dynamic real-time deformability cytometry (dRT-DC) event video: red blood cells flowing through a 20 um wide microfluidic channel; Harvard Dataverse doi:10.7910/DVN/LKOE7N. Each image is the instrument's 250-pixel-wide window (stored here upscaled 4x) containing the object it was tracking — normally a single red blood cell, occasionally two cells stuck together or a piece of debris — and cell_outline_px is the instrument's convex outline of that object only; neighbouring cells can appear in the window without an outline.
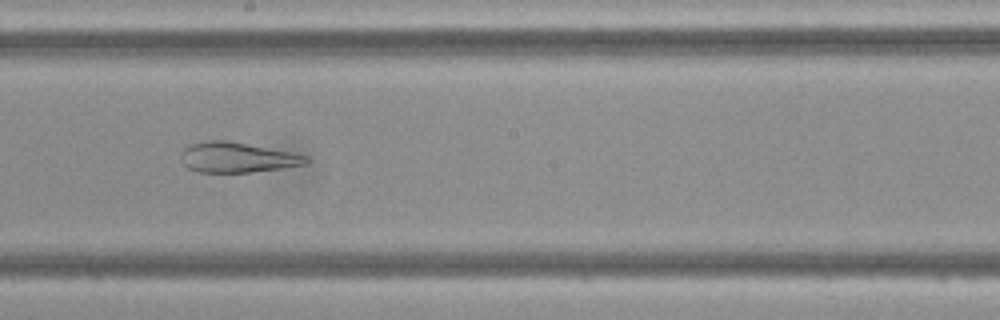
{"species": "Egyptian fruit bat (a non-hibernating species)", "species_latin": "Rousettus aegyptiacus", "temperature_condition": "cold", "stored_images_in_passage": 49, "camera_frame_rate_fps": 3000, "um_per_image_px": 0.085, "frame": {"image": 1, "passage_image": 27, "time_ms": 8.667, "image_size_px": [1000, 320], "cell_outline_px": [[312, 160], [308, 164], [284, 168], [248, 172], [200, 172], [188, 168], [184, 164], [180, 156], [180, 152], [184, 148], [192, 144], [208, 140], [228, 140], [308, 156]], "centroid_in_image_um": [20.17, 13.38], "position_along_channel_um": 228.0, "area_um2": 21.96}}
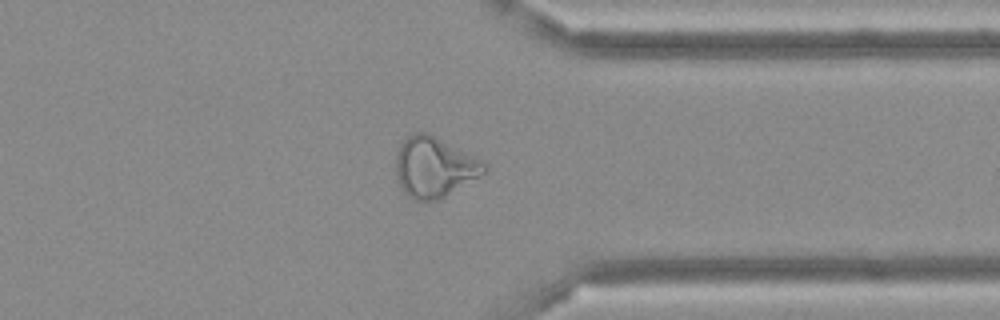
{"frame": {"image": 2, "passage_image": 38, "time_ms": 12.333, "image_size_px": [1000, 320], "cell_outline_px": [[488, 172], [440, 200], [416, 200], [408, 196], [404, 192], [400, 184], [396, 172], [396, 152], [400, 144], [408, 136], [416, 132], [428, 132], [488, 164]], "centroid_in_image_um": [36.94, 14.21], "position_along_channel_um": 374.5, "area_um2": 31.1}}
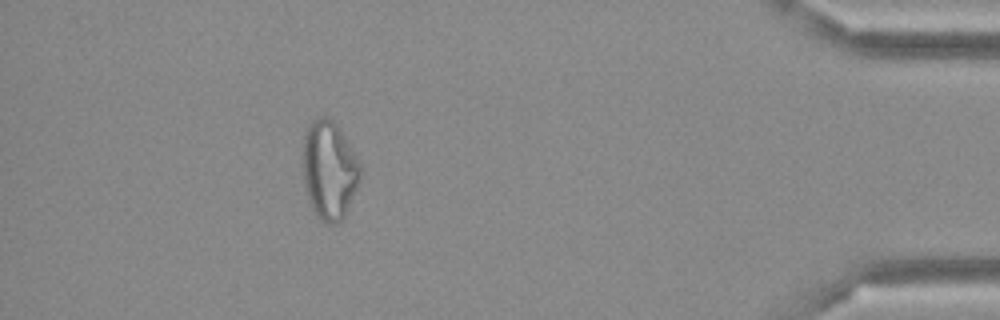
{"frame": {"image": 3, "passage_image": 44, "time_ms": 14.333, "image_size_px": [1000, 320], "cell_outline_px": [[364, 168], [360, 180], [344, 216], [336, 224], [324, 224], [316, 216], [308, 200], [304, 188], [300, 164], [304, 132], [308, 124], [312, 120], [320, 116], [324, 116], [332, 120], [340, 128]], "centroid_in_image_um": [27.95, 14.44], "position_along_channel_um": 407.2, "area_um2": 34.16}}